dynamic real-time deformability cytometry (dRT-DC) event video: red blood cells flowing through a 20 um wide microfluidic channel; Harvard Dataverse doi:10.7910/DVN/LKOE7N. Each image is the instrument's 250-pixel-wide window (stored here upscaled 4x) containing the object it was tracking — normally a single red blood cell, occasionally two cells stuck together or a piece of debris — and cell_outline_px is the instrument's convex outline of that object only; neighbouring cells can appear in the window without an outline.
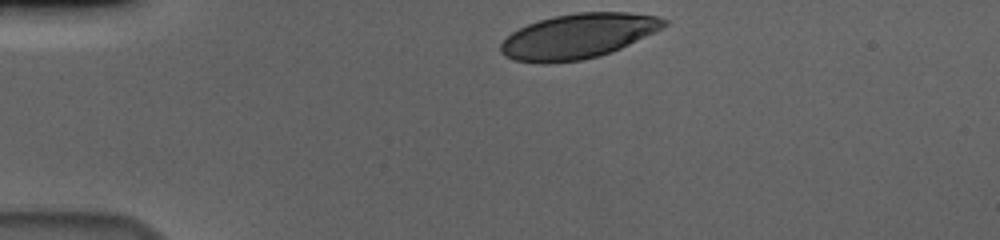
{"species": "human", "species_latin": "Homo sapiens", "temperature_condition": "cold", "stored_images_in_passage": 35, "camera_frame_rate_fps": 3000, "um_per_image_px": 0.085, "donor": {"sex": "male"}, "frame": {"image": 1, "passage_image": 1, "time_ms": 0.0, "image_size_px": [1000, 240], "cell_outline_px": [[668, 24], [656, 32], [620, 48], [600, 56], [580, 60], [544, 64], [540, 64], [512, 60], [504, 56], [500, 52], [500, 44], [512, 32], [528, 24], [552, 16], [576, 12], [628, 12], [656, 16], [668, 20]], "centroid_in_image_um": [49.12, 3.08], "position_along_channel_um": 35.9, "area_um2": 42.83}}
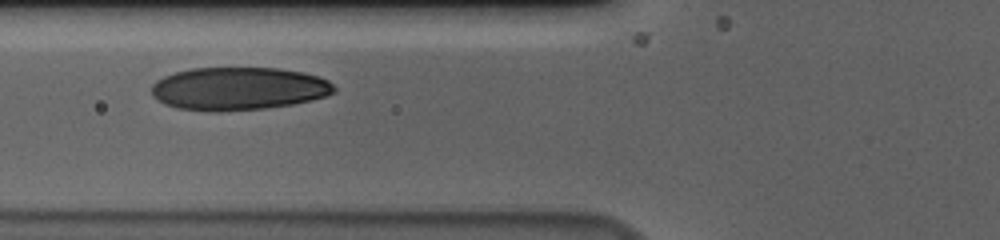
{"frame": {"image": 2, "passage_image": 11, "time_ms": 3.333, "image_size_px": [1000, 240], "cell_outline_px": [[336, 92], [328, 96], [312, 100], [292, 104], [268, 108], [220, 112], [208, 112], [176, 108], [164, 104], [156, 100], [152, 96], [152, 84], [156, 80], [164, 76], [176, 72], [192, 68], [280, 68], [304, 72], [328, 80], [336, 88]], "centroid_in_image_um": [20.27, 7.55], "position_along_channel_um": 105.5, "area_um2": 46.3}}
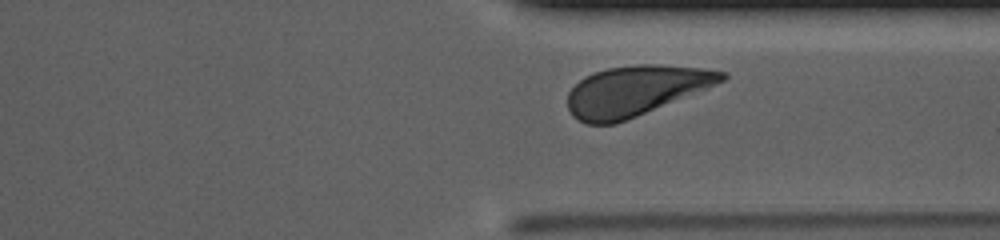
{"frame": {"image": 3, "passage_image": 32, "time_ms": 10.333, "image_size_px": [1000, 240], "cell_outline_px": [[728, 76], [724, 80], [716, 84], [616, 124], [588, 124], [572, 116], [568, 108], [568, 92], [584, 76], [608, 68], [640, 64], [656, 64], [704, 68], [728, 72]], "centroid_in_image_um": [54.0, 7.7], "position_along_channel_um": 357.4, "area_um2": 44.45}, "authors_computed_cell_mechanics": {"area_um2": 45.4886, "velocity_mm_per_s": 3.5997, "shape_relaxation_time_tau1_ms": 3.1066, "shape_relaxation_time_tau2_ms": 7.0755, "deformation_change_tau1": 0.1253, "deformation_change_tau2": 0.1188}}